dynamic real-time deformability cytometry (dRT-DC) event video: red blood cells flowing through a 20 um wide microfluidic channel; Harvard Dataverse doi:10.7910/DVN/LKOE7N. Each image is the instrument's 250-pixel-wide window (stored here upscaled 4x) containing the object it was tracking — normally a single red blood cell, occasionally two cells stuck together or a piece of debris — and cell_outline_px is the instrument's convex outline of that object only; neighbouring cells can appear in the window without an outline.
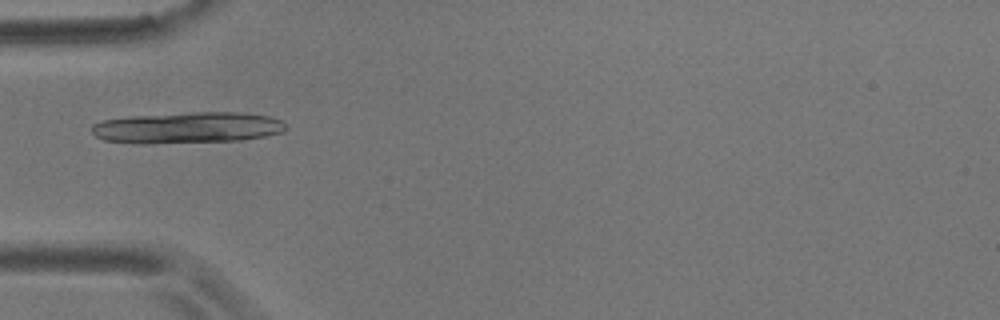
{"species": "common noctule bat (a hibernating species)", "species_latin": "Nyctalus noctula", "temperature_condition": "room temperature", "stored_images_in_passage": 13, "camera_frame_rate_fps": 3000, "um_per_image_px": 0.085, "animal": {"sex": "male", "body_mass_g": 17.9}, "frame": {"image": 1, "passage_image": 3, "time_ms": 3.0, "image_size_px": [1000, 320], "cell_outline_px": [[288, 128], [284, 132], [264, 136], [240, 140], [140, 144], [104, 140], [96, 136], [92, 132], [92, 124], [104, 120], [132, 116], [192, 112], [244, 112], [268, 116], [280, 120]], "centroid_in_image_um": [15.95, 10.85], "position_along_channel_um": 69.1, "area_um2": 35.32}}
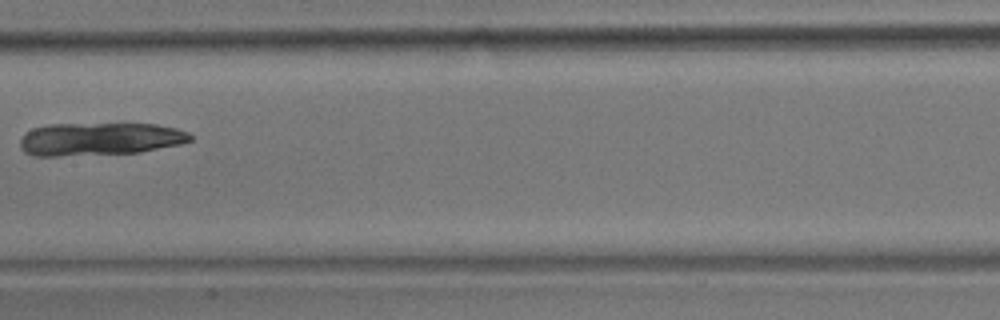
{"frame": {"image": 2, "passage_image": 6, "time_ms": 6.667, "image_size_px": [1000, 320], "cell_outline_px": [[192, 140], [180, 144], [140, 152], [60, 156], [32, 156], [24, 152], [20, 148], [20, 140], [24, 132], [32, 128], [48, 124], [156, 124], [176, 128], [188, 132], [192, 136]], "centroid_in_image_um": [8.43, 11.81], "position_along_channel_um": 199.0, "area_um2": 32.77}}
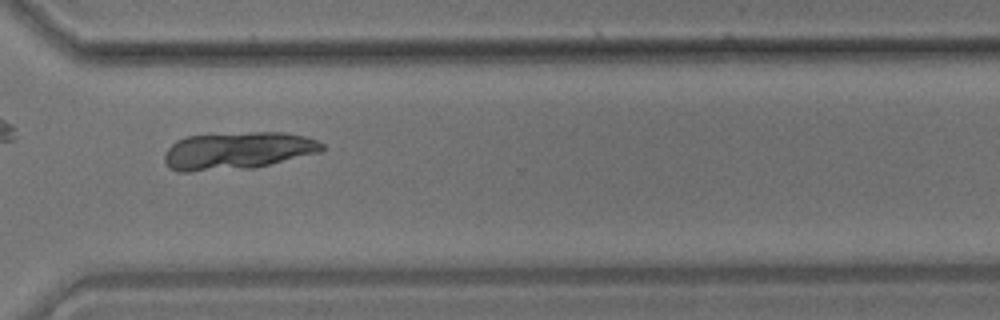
{"frame": {"image": 3, "passage_image": 10, "time_ms": 11.0, "image_size_px": [1000, 320], "cell_outline_px": [[324, 148], [320, 152], [256, 168], [188, 172], [176, 172], [168, 168], [164, 160], [164, 156], [168, 148], [176, 140], [184, 136], [252, 132], [284, 132], [304, 136], [316, 140], [324, 144]], "centroid_in_image_um": [20.16, 12.82], "position_along_channel_um": 350.4, "area_um2": 34.74}}